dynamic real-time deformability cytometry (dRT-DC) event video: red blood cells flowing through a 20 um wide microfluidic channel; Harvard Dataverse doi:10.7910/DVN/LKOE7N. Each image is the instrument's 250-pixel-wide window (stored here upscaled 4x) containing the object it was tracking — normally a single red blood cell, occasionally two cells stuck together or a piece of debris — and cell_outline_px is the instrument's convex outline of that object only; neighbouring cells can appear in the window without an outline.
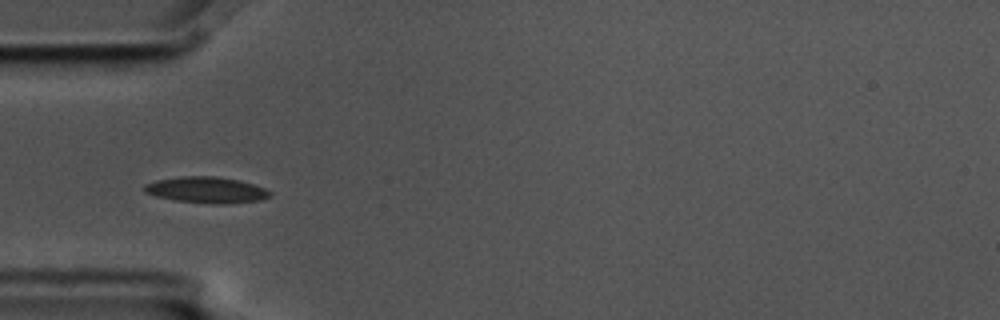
{"species": "common noctule bat (a hibernating species)", "species_latin": "Nyctalus noctula", "temperature_condition": "cold", "stored_images_in_passage": 6, "camera_frame_rate_fps": 3000, "um_per_image_px": 0.085, "animal": {"sex": "male", "body_mass_g": 17.5, "forearm_length_mm": 52.3}, "frame": {"image": 1, "passage_image": 4, "time_ms": 1.0, "image_size_px": [1000, 320], "cell_outline_px": [[272, 196], [260, 200], [228, 204], [208, 204], [176, 200], [156, 196], [144, 192], [144, 184], [156, 180], [180, 176], [216, 176], [240, 180], [264, 188], [272, 192]], "centroid_in_image_um": [17.56, 16.15], "position_along_channel_um": 67.4, "area_um2": 19.31}}